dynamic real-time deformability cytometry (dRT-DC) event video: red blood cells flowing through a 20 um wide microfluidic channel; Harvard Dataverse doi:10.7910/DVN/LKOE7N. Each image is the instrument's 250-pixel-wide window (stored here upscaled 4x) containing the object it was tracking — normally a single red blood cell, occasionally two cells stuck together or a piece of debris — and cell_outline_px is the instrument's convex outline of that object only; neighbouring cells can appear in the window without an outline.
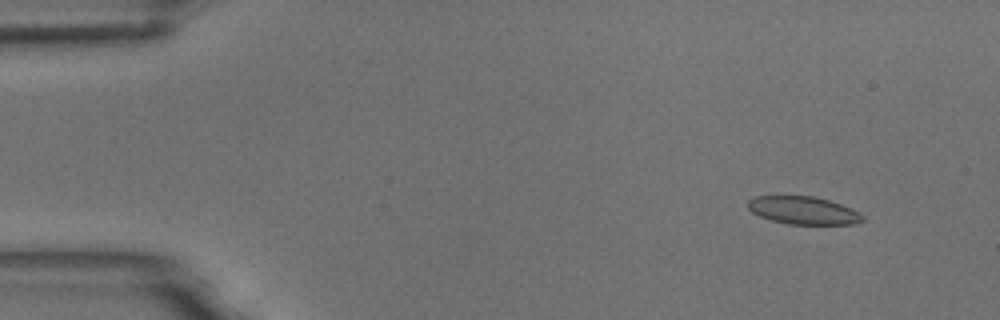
{"species": "common noctule bat (a hibernating species)", "species_latin": "Nyctalus noctula", "temperature_condition": "room temperature", "stored_images_in_passage": 5, "camera_frame_rate_fps": 3000, "um_per_image_px": 0.085, "animal": {"sex": "male", "body_mass_g": 18.8}, "frame": {"image": 1, "passage_image": 1, "time_ms": 0.0, "image_size_px": [1000, 320], "cell_outline_px": [[864, 220], [852, 224], [788, 224], [772, 220], [760, 216], [752, 212], [748, 208], [748, 200], [752, 196], [812, 196], [828, 200], [852, 208], [860, 212], [864, 216]], "centroid_in_image_um": [68.28, 17.88], "position_along_channel_um": 16.7, "area_um2": 18.55}}